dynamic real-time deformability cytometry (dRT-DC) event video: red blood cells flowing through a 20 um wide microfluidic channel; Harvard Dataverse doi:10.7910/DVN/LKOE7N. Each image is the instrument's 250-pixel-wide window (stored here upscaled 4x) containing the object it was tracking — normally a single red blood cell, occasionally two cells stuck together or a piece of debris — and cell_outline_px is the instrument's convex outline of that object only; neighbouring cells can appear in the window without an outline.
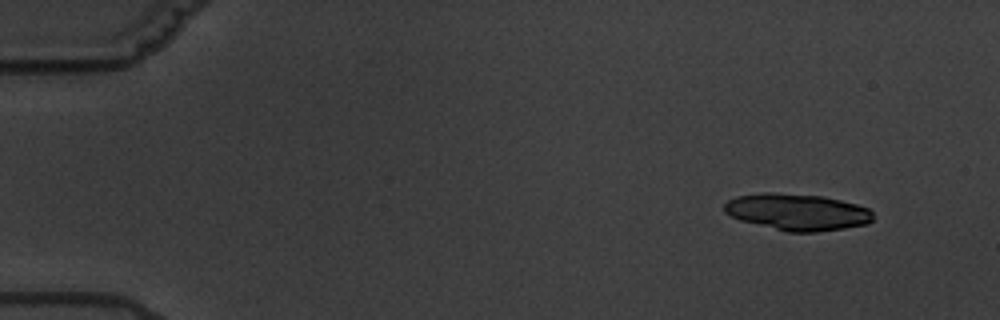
{"species": "common noctule bat (a hibernating species)", "species_latin": "Nyctalus noctula", "temperature_condition": "warm", "stored_images_in_passage": 5, "camera_frame_rate_fps": 3000, "um_per_image_px": 0.085, "animal": {"sex": "male", "body_mass_g": 19.5, "forearm_length_mm": 54.6}, "frame": {"image": 1, "passage_image": 1, "time_ms": 0.0, "image_size_px": [1000, 320], "cell_outline_px": [[872, 220], [868, 224], [844, 228], [816, 232], [788, 232], [740, 220], [724, 212], [724, 204], [728, 200], [736, 196], [760, 192], [772, 192], [820, 196], [840, 200], [856, 204], [868, 208], [872, 212]], "centroid_in_image_um": [67.75, 18.02], "position_along_channel_um": 17.3, "area_um2": 31.67}}